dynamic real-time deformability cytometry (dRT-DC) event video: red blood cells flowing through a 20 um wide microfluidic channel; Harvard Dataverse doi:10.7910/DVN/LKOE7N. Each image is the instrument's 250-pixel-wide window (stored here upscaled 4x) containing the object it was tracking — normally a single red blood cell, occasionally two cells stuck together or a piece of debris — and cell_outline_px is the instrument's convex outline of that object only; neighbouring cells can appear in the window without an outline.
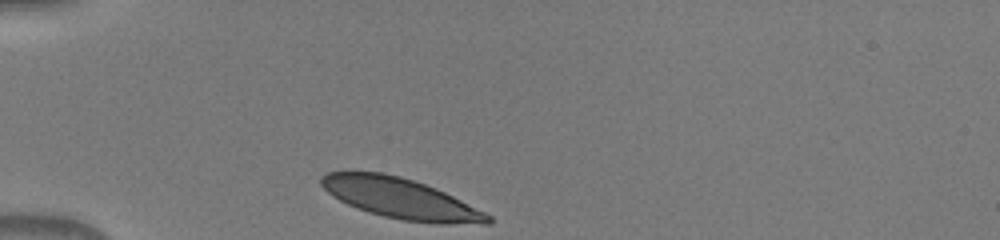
{"species": "human", "species_latin": "Homo sapiens", "temperature_condition": "warm", "stored_images_in_passage": 31, "camera_frame_rate_fps": 3000, "um_per_image_px": 0.085, "donor": {"sex": "male"}, "frame": {"image": 1, "passage_image": 1, "time_ms": 0.0, "image_size_px": [1000, 240], "cell_outline_px": [[492, 224], [440, 224], [404, 220], [384, 216], [368, 212], [348, 204], [332, 196], [320, 184], [320, 176], [328, 172], [384, 172], [400, 176], [436, 188], [492, 216]], "centroid_in_image_um": [34.05, 16.87], "position_along_channel_um": 50.9, "area_um2": 38.96}}
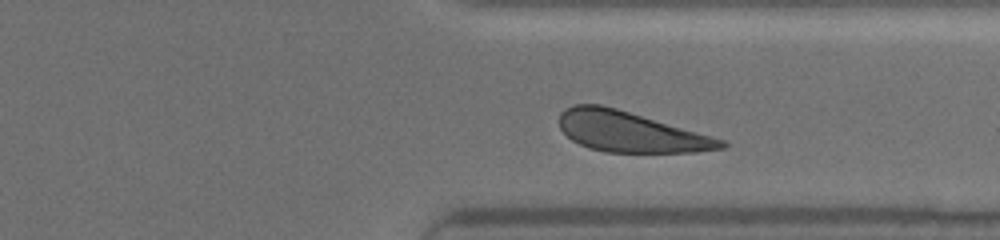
{"frame": {"image": 2, "passage_image": 26, "time_ms": 8.333, "image_size_px": [1000, 240], "cell_outline_px": [[728, 144], [724, 148], [696, 152], [604, 152], [588, 148], [572, 140], [560, 128], [560, 112], [564, 108], [572, 104], [600, 104], [616, 108], [712, 136], [724, 140]], "centroid_in_image_um": [53.55, 11.2], "position_along_channel_um": 357.8, "area_um2": 37.92}}
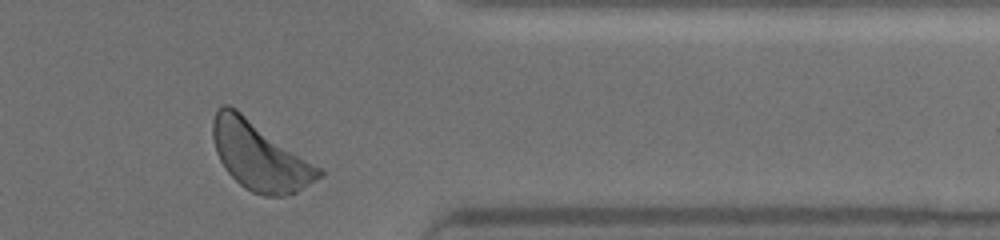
{"frame": {"image": 3, "passage_image": 29, "time_ms": 9.333, "image_size_px": [1000, 240], "cell_outline_px": [[324, 176], [296, 192], [284, 196], [264, 196], [252, 192], [244, 188], [224, 168], [216, 152], [212, 136], [212, 120], [216, 112], [224, 104], [228, 104], [236, 108], [324, 168]], "centroid_in_image_um": [22.12, 13.25], "position_along_channel_um": 389.3, "area_um2": 42.83}}